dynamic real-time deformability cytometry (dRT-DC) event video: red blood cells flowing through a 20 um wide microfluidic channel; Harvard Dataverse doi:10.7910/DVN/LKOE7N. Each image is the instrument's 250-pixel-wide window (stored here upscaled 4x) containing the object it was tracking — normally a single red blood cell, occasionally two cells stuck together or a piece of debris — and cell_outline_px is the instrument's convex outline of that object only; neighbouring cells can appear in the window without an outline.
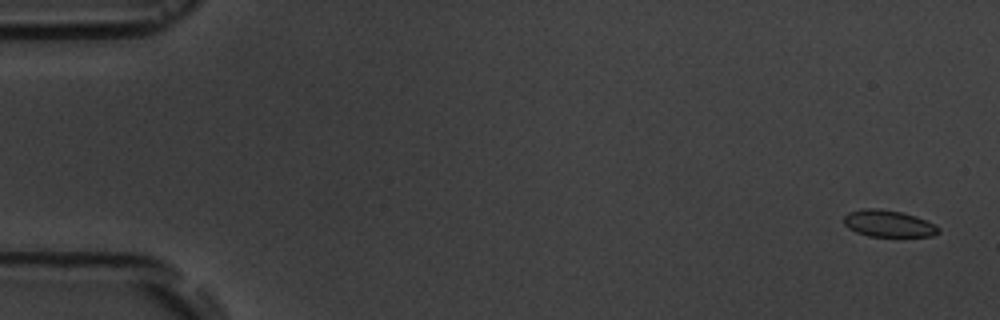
{"species": "common noctule bat (a hibernating species)", "species_latin": "Nyctalus noctula", "temperature_condition": "room temperature", "stored_images_in_passage": 5, "camera_frame_rate_fps": 3000, "um_per_image_px": 0.085, "animal": {"sex": "male", "body_mass_g": 19.5, "forearm_length_mm": 54.6}, "frame": {"image": 1, "passage_image": 1, "time_ms": 0.0, "image_size_px": [1000, 320], "cell_outline_px": [[940, 232], [932, 236], [868, 236], [856, 232], [848, 228], [844, 224], [844, 216], [848, 212], [864, 208], [880, 208], [900, 212], [916, 216], [936, 224], [940, 228]], "centroid_in_image_um": [75.52, 19.0], "position_along_channel_um": 9.5, "area_um2": 14.85}}
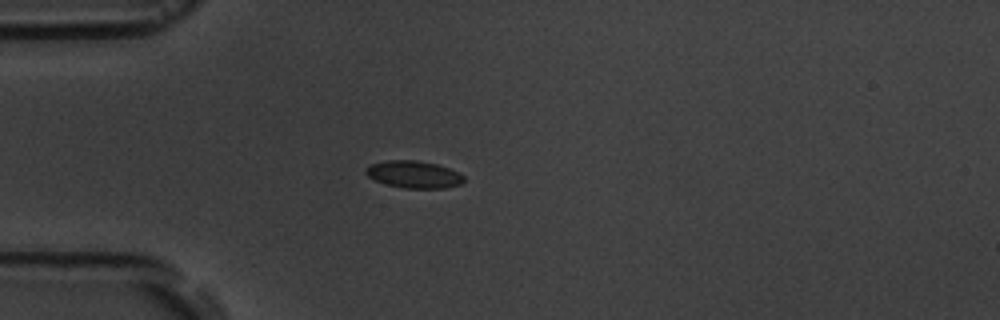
{"frame": {"image": 2, "passage_image": 5, "time_ms": 4.667, "image_size_px": [1000, 320], "cell_outline_px": [[464, 180], [460, 184], [444, 188], [404, 188], [388, 184], [376, 180], [368, 176], [364, 172], [364, 168], [372, 164], [388, 160], [416, 160], [436, 164], [448, 168], [464, 176]], "centroid_in_image_um": [35.15, 14.82], "position_along_channel_um": 49.8, "area_um2": 15.32}}